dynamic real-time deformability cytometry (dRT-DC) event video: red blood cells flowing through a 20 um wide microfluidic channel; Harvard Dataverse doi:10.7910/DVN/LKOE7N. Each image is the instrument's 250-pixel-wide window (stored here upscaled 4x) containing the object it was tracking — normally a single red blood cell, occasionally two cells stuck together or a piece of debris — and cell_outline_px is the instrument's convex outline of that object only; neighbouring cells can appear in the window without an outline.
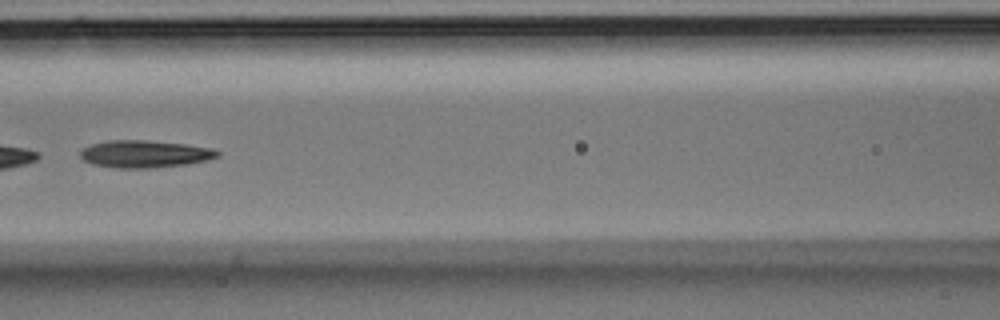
{"species": "Egyptian fruit bat (a non-hibernating species)", "species_latin": "Rousettus aegyptiacus", "temperature_condition": "room temperature", "stored_images_in_passage": 42, "camera_frame_rate_fps": 3000, "um_per_image_px": 0.085, "animal": {"sex": "male"}, "frame": {"image": 1, "passage_image": 15, "time_ms": 4.667, "image_size_px": [1000, 320], "cell_outline_px": [[220, 156], [208, 160], [188, 164], [148, 168], [116, 168], [92, 164], [84, 160], [80, 156], [80, 152], [84, 148], [92, 144], [108, 140], [148, 140], [184, 144], [212, 148], [220, 152]], "centroid_in_image_um": [12.32, 13.09], "position_along_channel_um": 154.3, "area_um2": 21.85}}
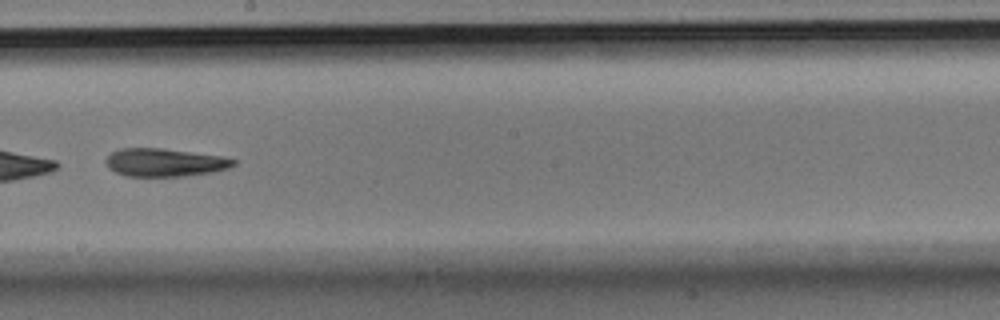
{"frame": {"image": 2, "passage_image": 21, "time_ms": 6.667, "image_size_px": [1000, 320], "cell_outline_px": [[236, 164], [228, 168], [212, 172], [184, 176], [128, 176], [116, 172], [108, 168], [104, 160], [112, 152], [120, 148], [160, 148], [220, 156], [236, 160]], "centroid_in_image_um": [13.97, 13.81], "position_along_channel_um": 234.2, "area_um2": 20.69}}
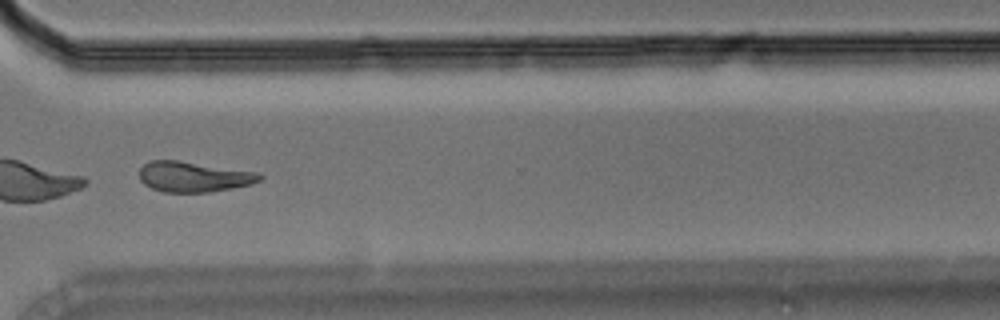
{"frame": {"image": 3, "passage_image": 30, "time_ms": 9.667, "image_size_px": [1000, 320], "cell_outline_px": [[264, 176], [260, 180], [252, 184], [232, 188], [208, 192], [164, 192], [152, 188], [144, 184], [140, 180], [140, 168], [148, 160], [176, 160], [256, 172]], "centroid_in_image_um": [16.44, 15.02], "position_along_channel_um": 354.2, "area_um2": 21.15}}